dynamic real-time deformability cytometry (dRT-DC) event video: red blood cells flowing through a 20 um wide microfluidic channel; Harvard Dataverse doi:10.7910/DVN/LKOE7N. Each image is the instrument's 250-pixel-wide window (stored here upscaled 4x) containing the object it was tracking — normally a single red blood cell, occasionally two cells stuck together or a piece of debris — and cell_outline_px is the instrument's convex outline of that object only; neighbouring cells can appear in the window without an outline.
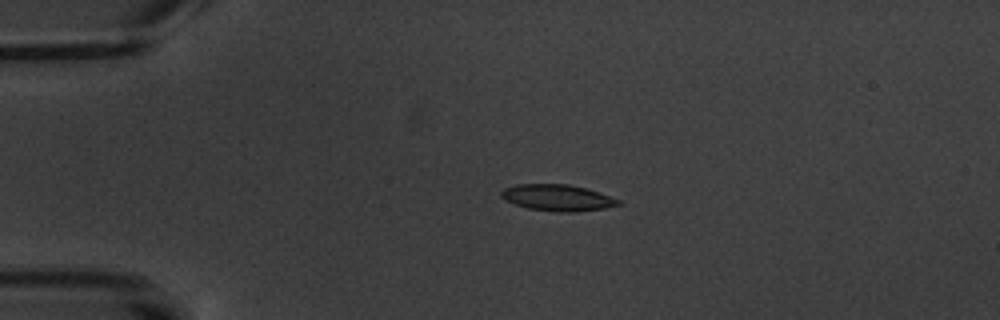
{"species": "common noctule bat (a hibernating species)", "species_latin": "Nyctalus noctula", "temperature_condition": "warm", "stored_images_in_passage": 5, "camera_frame_rate_fps": 3000, "um_per_image_px": 0.085, "animal": {"sex": "male", "body_mass_g": 20.1, "forearm_length_mm": 53.5}, "frame": {"image": 1, "passage_image": 4, "time_ms": 4.333, "image_size_px": [1000, 320], "cell_outline_px": [[624, 204], [604, 208], [576, 212], [556, 212], [528, 208], [504, 200], [500, 196], [500, 192], [504, 188], [516, 184], [568, 184], [600, 192], [620, 200]], "centroid_in_image_um": [47.39, 16.81], "position_along_channel_um": 37.6, "area_um2": 18.09}}